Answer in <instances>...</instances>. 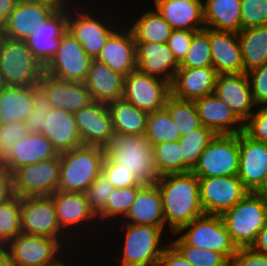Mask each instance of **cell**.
<instances>
[{"mask_svg": "<svg viewBox=\"0 0 267 266\" xmlns=\"http://www.w3.org/2000/svg\"><path fill=\"white\" fill-rule=\"evenodd\" d=\"M56 266H67L64 262L60 261Z\"/></svg>", "mask_w": 267, "mask_h": 266, "instance_id": "a7ac6f4b", "label": "cell"}, {"mask_svg": "<svg viewBox=\"0 0 267 266\" xmlns=\"http://www.w3.org/2000/svg\"><path fill=\"white\" fill-rule=\"evenodd\" d=\"M194 32L195 31L176 29L172 30L168 38V47L173 52L179 64L183 61L190 48Z\"/></svg>", "mask_w": 267, "mask_h": 266, "instance_id": "db71d44e", "label": "cell"}, {"mask_svg": "<svg viewBox=\"0 0 267 266\" xmlns=\"http://www.w3.org/2000/svg\"><path fill=\"white\" fill-rule=\"evenodd\" d=\"M32 96L34 109L27 116L24 123L29 132L42 134L46 122V115L51 112L53 107L48 100L47 93L39 84L32 86Z\"/></svg>", "mask_w": 267, "mask_h": 266, "instance_id": "bcb514c9", "label": "cell"}, {"mask_svg": "<svg viewBox=\"0 0 267 266\" xmlns=\"http://www.w3.org/2000/svg\"><path fill=\"white\" fill-rule=\"evenodd\" d=\"M29 133L24 122L0 123V146L7 154L15 142L24 138Z\"/></svg>", "mask_w": 267, "mask_h": 266, "instance_id": "f5cc1de1", "label": "cell"}, {"mask_svg": "<svg viewBox=\"0 0 267 266\" xmlns=\"http://www.w3.org/2000/svg\"><path fill=\"white\" fill-rule=\"evenodd\" d=\"M33 109L32 86L0 85V123L24 122Z\"/></svg>", "mask_w": 267, "mask_h": 266, "instance_id": "d6a6232c", "label": "cell"}, {"mask_svg": "<svg viewBox=\"0 0 267 266\" xmlns=\"http://www.w3.org/2000/svg\"><path fill=\"white\" fill-rule=\"evenodd\" d=\"M92 60L81 43L67 31L57 52L44 66V72L69 81L84 82Z\"/></svg>", "mask_w": 267, "mask_h": 266, "instance_id": "5bb4252c", "label": "cell"}, {"mask_svg": "<svg viewBox=\"0 0 267 266\" xmlns=\"http://www.w3.org/2000/svg\"><path fill=\"white\" fill-rule=\"evenodd\" d=\"M124 78L106 63L93 59L84 84L93 101L109 104L123 98Z\"/></svg>", "mask_w": 267, "mask_h": 266, "instance_id": "d4e9b609", "label": "cell"}, {"mask_svg": "<svg viewBox=\"0 0 267 266\" xmlns=\"http://www.w3.org/2000/svg\"><path fill=\"white\" fill-rule=\"evenodd\" d=\"M17 2H27V1H34V0H16Z\"/></svg>", "mask_w": 267, "mask_h": 266, "instance_id": "89a4df30", "label": "cell"}, {"mask_svg": "<svg viewBox=\"0 0 267 266\" xmlns=\"http://www.w3.org/2000/svg\"><path fill=\"white\" fill-rule=\"evenodd\" d=\"M4 250V246L0 243V252Z\"/></svg>", "mask_w": 267, "mask_h": 266, "instance_id": "2644e50d", "label": "cell"}, {"mask_svg": "<svg viewBox=\"0 0 267 266\" xmlns=\"http://www.w3.org/2000/svg\"><path fill=\"white\" fill-rule=\"evenodd\" d=\"M59 155L60 191L85 192L102 172L105 158L102 147L83 145Z\"/></svg>", "mask_w": 267, "mask_h": 266, "instance_id": "3957f363", "label": "cell"}, {"mask_svg": "<svg viewBox=\"0 0 267 266\" xmlns=\"http://www.w3.org/2000/svg\"><path fill=\"white\" fill-rule=\"evenodd\" d=\"M216 135L213 130L202 125L190 134L179 138L178 142L181 146L182 162L191 171L197 165L200 155Z\"/></svg>", "mask_w": 267, "mask_h": 266, "instance_id": "ab89813d", "label": "cell"}, {"mask_svg": "<svg viewBox=\"0 0 267 266\" xmlns=\"http://www.w3.org/2000/svg\"><path fill=\"white\" fill-rule=\"evenodd\" d=\"M212 67V53L209 39V28L194 32L190 48L179 64V68Z\"/></svg>", "mask_w": 267, "mask_h": 266, "instance_id": "7bdbcfd3", "label": "cell"}, {"mask_svg": "<svg viewBox=\"0 0 267 266\" xmlns=\"http://www.w3.org/2000/svg\"><path fill=\"white\" fill-rule=\"evenodd\" d=\"M75 16H68V31L81 43L85 53L96 59L106 40L116 29L85 11Z\"/></svg>", "mask_w": 267, "mask_h": 266, "instance_id": "7402d4cb", "label": "cell"}, {"mask_svg": "<svg viewBox=\"0 0 267 266\" xmlns=\"http://www.w3.org/2000/svg\"><path fill=\"white\" fill-rule=\"evenodd\" d=\"M70 13L65 8L58 9L25 41L29 50L43 67L53 58L61 44L62 36L68 31Z\"/></svg>", "mask_w": 267, "mask_h": 266, "instance_id": "e0dca14e", "label": "cell"}, {"mask_svg": "<svg viewBox=\"0 0 267 266\" xmlns=\"http://www.w3.org/2000/svg\"><path fill=\"white\" fill-rule=\"evenodd\" d=\"M3 38H4L3 26L0 25V44H1L2 40H3Z\"/></svg>", "mask_w": 267, "mask_h": 266, "instance_id": "03108f58", "label": "cell"}, {"mask_svg": "<svg viewBox=\"0 0 267 266\" xmlns=\"http://www.w3.org/2000/svg\"><path fill=\"white\" fill-rule=\"evenodd\" d=\"M37 1L49 3L57 9H63V8L67 9V7H65L67 6L65 2H68V1L66 0H37Z\"/></svg>", "mask_w": 267, "mask_h": 266, "instance_id": "be15d7a7", "label": "cell"}, {"mask_svg": "<svg viewBox=\"0 0 267 266\" xmlns=\"http://www.w3.org/2000/svg\"><path fill=\"white\" fill-rule=\"evenodd\" d=\"M194 103L201 125L213 130L217 135L238 134L244 131V123L214 94L198 98Z\"/></svg>", "mask_w": 267, "mask_h": 266, "instance_id": "484cf974", "label": "cell"}, {"mask_svg": "<svg viewBox=\"0 0 267 266\" xmlns=\"http://www.w3.org/2000/svg\"><path fill=\"white\" fill-rule=\"evenodd\" d=\"M230 266H267V254L249 248H238L230 261Z\"/></svg>", "mask_w": 267, "mask_h": 266, "instance_id": "11a10c76", "label": "cell"}, {"mask_svg": "<svg viewBox=\"0 0 267 266\" xmlns=\"http://www.w3.org/2000/svg\"><path fill=\"white\" fill-rule=\"evenodd\" d=\"M56 210L57 222L64 233L69 228L85 224L97 218L88 205L84 192H68L57 190L50 195ZM75 226V227H74Z\"/></svg>", "mask_w": 267, "mask_h": 266, "instance_id": "f546056e", "label": "cell"}, {"mask_svg": "<svg viewBox=\"0 0 267 266\" xmlns=\"http://www.w3.org/2000/svg\"><path fill=\"white\" fill-rule=\"evenodd\" d=\"M145 137L152 145L179 140L176 124L165 107L148 113Z\"/></svg>", "mask_w": 267, "mask_h": 266, "instance_id": "f35d334b", "label": "cell"}, {"mask_svg": "<svg viewBox=\"0 0 267 266\" xmlns=\"http://www.w3.org/2000/svg\"><path fill=\"white\" fill-rule=\"evenodd\" d=\"M161 266H193L170 243L160 257Z\"/></svg>", "mask_w": 267, "mask_h": 266, "instance_id": "9f6ffc18", "label": "cell"}, {"mask_svg": "<svg viewBox=\"0 0 267 266\" xmlns=\"http://www.w3.org/2000/svg\"><path fill=\"white\" fill-rule=\"evenodd\" d=\"M170 94L168 82L143 74L137 69L124 78L123 99L148 113L164 108Z\"/></svg>", "mask_w": 267, "mask_h": 266, "instance_id": "7c38bea8", "label": "cell"}, {"mask_svg": "<svg viewBox=\"0 0 267 266\" xmlns=\"http://www.w3.org/2000/svg\"><path fill=\"white\" fill-rule=\"evenodd\" d=\"M143 186H132L125 188H115L110 194L105 208L97 215V219L106 220L111 217L127 215L131 205L134 202L135 196Z\"/></svg>", "mask_w": 267, "mask_h": 266, "instance_id": "f6af8a7d", "label": "cell"}, {"mask_svg": "<svg viewBox=\"0 0 267 266\" xmlns=\"http://www.w3.org/2000/svg\"><path fill=\"white\" fill-rule=\"evenodd\" d=\"M212 67L217 74L243 73L241 48L236 32L217 31L209 28Z\"/></svg>", "mask_w": 267, "mask_h": 266, "instance_id": "4316f807", "label": "cell"}, {"mask_svg": "<svg viewBox=\"0 0 267 266\" xmlns=\"http://www.w3.org/2000/svg\"><path fill=\"white\" fill-rule=\"evenodd\" d=\"M21 198L12 195L0 204V243L5 247L21 233Z\"/></svg>", "mask_w": 267, "mask_h": 266, "instance_id": "b9f144b4", "label": "cell"}, {"mask_svg": "<svg viewBox=\"0 0 267 266\" xmlns=\"http://www.w3.org/2000/svg\"><path fill=\"white\" fill-rule=\"evenodd\" d=\"M122 266H142L160 262L163 228L146 224H126Z\"/></svg>", "mask_w": 267, "mask_h": 266, "instance_id": "9c48e42d", "label": "cell"}, {"mask_svg": "<svg viewBox=\"0 0 267 266\" xmlns=\"http://www.w3.org/2000/svg\"><path fill=\"white\" fill-rule=\"evenodd\" d=\"M113 130L122 134L145 135L148 112L140 110L123 98L107 104Z\"/></svg>", "mask_w": 267, "mask_h": 266, "instance_id": "d590c367", "label": "cell"}, {"mask_svg": "<svg viewBox=\"0 0 267 266\" xmlns=\"http://www.w3.org/2000/svg\"><path fill=\"white\" fill-rule=\"evenodd\" d=\"M238 177L253 193L267 178V143L252 139L244 131L239 133Z\"/></svg>", "mask_w": 267, "mask_h": 266, "instance_id": "2e32d148", "label": "cell"}, {"mask_svg": "<svg viewBox=\"0 0 267 266\" xmlns=\"http://www.w3.org/2000/svg\"><path fill=\"white\" fill-rule=\"evenodd\" d=\"M105 157L133 174L144 185H155L159 175L155 168L153 145L145 135L113 132L103 146Z\"/></svg>", "mask_w": 267, "mask_h": 266, "instance_id": "7a4b0ae2", "label": "cell"}, {"mask_svg": "<svg viewBox=\"0 0 267 266\" xmlns=\"http://www.w3.org/2000/svg\"><path fill=\"white\" fill-rule=\"evenodd\" d=\"M73 115L83 145L103 148L114 132L107 104L92 101Z\"/></svg>", "mask_w": 267, "mask_h": 266, "instance_id": "d6986e66", "label": "cell"}, {"mask_svg": "<svg viewBox=\"0 0 267 266\" xmlns=\"http://www.w3.org/2000/svg\"><path fill=\"white\" fill-rule=\"evenodd\" d=\"M154 1L156 10L173 30L197 31L205 28L203 0Z\"/></svg>", "mask_w": 267, "mask_h": 266, "instance_id": "f1b7e54d", "label": "cell"}, {"mask_svg": "<svg viewBox=\"0 0 267 266\" xmlns=\"http://www.w3.org/2000/svg\"><path fill=\"white\" fill-rule=\"evenodd\" d=\"M198 180L200 204L204 214L222 215L250 193L238 175Z\"/></svg>", "mask_w": 267, "mask_h": 266, "instance_id": "8fae6325", "label": "cell"}, {"mask_svg": "<svg viewBox=\"0 0 267 266\" xmlns=\"http://www.w3.org/2000/svg\"><path fill=\"white\" fill-rule=\"evenodd\" d=\"M0 266H14L9 254L5 250L0 252Z\"/></svg>", "mask_w": 267, "mask_h": 266, "instance_id": "6125c7cd", "label": "cell"}, {"mask_svg": "<svg viewBox=\"0 0 267 266\" xmlns=\"http://www.w3.org/2000/svg\"><path fill=\"white\" fill-rule=\"evenodd\" d=\"M180 136H185L200 128L201 122L193 100H181L170 94L165 102Z\"/></svg>", "mask_w": 267, "mask_h": 266, "instance_id": "74e56055", "label": "cell"}, {"mask_svg": "<svg viewBox=\"0 0 267 266\" xmlns=\"http://www.w3.org/2000/svg\"><path fill=\"white\" fill-rule=\"evenodd\" d=\"M247 77L255 106H267V63L248 72Z\"/></svg>", "mask_w": 267, "mask_h": 266, "instance_id": "f907efd6", "label": "cell"}, {"mask_svg": "<svg viewBox=\"0 0 267 266\" xmlns=\"http://www.w3.org/2000/svg\"><path fill=\"white\" fill-rule=\"evenodd\" d=\"M254 193L267 206V178L261 183V185L255 190Z\"/></svg>", "mask_w": 267, "mask_h": 266, "instance_id": "94428289", "label": "cell"}, {"mask_svg": "<svg viewBox=\"0 0 267 266\" xmlns=\"http://www.w3.org/2000/svg\"><path fill=\"white\" fill-rule=\"evenodd\" d=\"M60 155L23 165L12 174V192L20 198L50 196L58 190Z\"/></svg>", "mask_w": 267, "mask_h": 266, "instance_id": "8992f818", "label": "cell"}, {"mask_svg": "<svg viewBox=\"0 0 267 266\" xmlns=\"http://www.w3.org/2000/svg\"><path fill=\"white\" fill-rule=\"evenodd\" d=\"M267 25V0H241V29Z\"/></svg>", "mask_w": 267, "mask_h": 266, "instance_id": "c3c4849f", "label": "cell"}, {"mask_svg": "<svg viewBox=\"0 0 267 266\" xmlns=\"http://www.w3.org/2000/svg\"><path fill=\"white\" fill-rule=\"evenodd\" d=\"M251 248L256 252L267 254V224L258 232L256 241Z\"/></svg>", "mask_w": 267, "mask_h": 266, "instance_id": "680465c9", "label": "cell"}, {"mask_svg": "<svg viewBox=\"0 0 267 266\" xmlns=\"http://www.w3.org/2000/svg\"><path fill=\"white\" fill-rule=\"evenodd\" d=\"M239 133L221 134L206 147L192 172L198 179L238 175Z\"/></svg>", "mask_w": 267, "mask_h": 266, "instance_id": "ba28073f", "label": "cell"}, {"mask_svg": "<svg viewBox=\"0 0 267 266\" xmlns=\"http://www.w3.org/2000/svg\"><path fill=\"white\" fill-rule=\"evenodd\" d=\"M129 29L135 42L162 44L167 43L173 30L156 9L144 12Z\"/></svg>", "mask_w": 267, "mask_h": 266, "instance_id": "8d00e7d4", "label": "cell"}, {"mask_svg": "<svg viewBox=\"0 0 267 266\" xmlns=\"http://www.w3.org/2000/svg\"><path fill=\"white\" fill-rule=\"evenodd\" d=\"M61 245L53 238L20 233L4 250L14 266H56L61 261L60 254L57 256Z\"/></svg>", "mask_w": 267, "mask_h": 266, "instance_id": "30bf717a", "label": "cell"}, {"mask_svg": "<svg viewBox=\"0 0 267 266\" xmlns=\"http://www.w3.org/2000/svg\"><path fill=\"white\" fill-rule=\"evenodd\" d=\"M156 185L162 199L165 223L173 234L204 214L199 180L192 171L160 176Z\"/></svg>", "mask_w": 267, "mask_h": 266, "instance_id": "6da1fadb", "label": "cell"}, {"mask_svg": "<svg viewBox=\"0 0 267 266\" xmlns=\"http://www.w3.org/2000/svg\"><path fill=\"white\" fill-rule=\"evenodd\" d=\"M221 217L237 248H249L267 224V206L250 192Z\"/></svg>", "mask_w": 267, "mask_h": 266, "instance_id": "5b68a950", "label": "cell"}, {"mask_svg": "<svg viewBox=\"0 0 267 266\" xmlns=\"http://www.w3.org/2000/svg\"><path fill=\"white\" fill-rule=\"evenodd\" d=\"M44 67L25 41L4 37L0 44V85L36 86Z\"/></svg>", "mask_w": 267, "mask_h": 266, "instance_id": "277c9868", "label": "cell"}, {"mask_svg": "<svg viewBox=\"0 0 267 266\" xmlns=\"http://www.w3.org/2000/svg\"><path fill=\"white\" fill-rule=\"evenodd\" d=\"M182 231L185 233L180 237L188 245L218 251L229 261L237 252L238 248L232 241L221 215L203 214L183 226L174 235Z\"/></svg>", "mask_w": 267, "mask_h": 266, "instance_id": "52a82bcc", "label": "cell"}, {"mask_svg": "<svg viewBox=\"0 0 267 266\" xmlns=\"http://www.w3.org/2000/svg\"><path fill=\"white\" fill-rule=\"evenodd\" d=\"M21 233L64 240L50 196L21 198ZM60 237V238H59ZM62 239V240H60Z\"/></svg>", "mask_w": 267, "mask_h": 266, "instance_id": "4fadbf2b", "label": "cell"}, {"mask_svg": "<svg viewBox=\"0 0 267 266\" xmlns=\"http://www.w3.org/2000/svg\"><path fill=\"white\" fill-rule=\"evenodd\" d=\"M5 155H6V154L2 151V148H1V146H0V168H3Z\"/></svg>", "mask_w": 267, "mask_h": 266, "instance_id": "e7e4bbea", "label": "cell"}, {"mask_svg": "<svg viewBox=\"0 0 267 266\" xmlns=\"http://www.w3.org/2000/svg\"><path fill=\"white\" fill-rule=\"evenodd\" d=\"M223 101L230 110L245 123L255 106L246 73L218 74L213 93Z\"/></svg>", "mask_w": 267, "mask_h": 266, "instance_id": "ffe728a7", "label": "cell"}, {"mask_svg": "<svg viewBox=\"0 0 267 266\" xmlns=\"http://www.w3.org/2000/svg\"><path fill=\"white\" fill-rule=\"evenodd\" d=\"M170 244L193 266H230V261L220 252L193 247L181 237Z\"/></svg>", "mask_w": 267, "mask_h": 266, "instance_id": "ee69618b", "label": "cell"}, {"mask_svg": "<svg viewBox=\"0 0 267 266\" xmlns=\"http://www.w3.org/2000/svg\"><path fill=\"white\" fill-rule=\"evenodd\" d=\"M102 173L111 182L114 188L144 186L133 174L115 164L109 157H105L102 164Z\"/></svg>", "mask_w": 267, "mask_h": 266, "instance_id": "681fc988", "label": "cell"}, {"mask_svg": "<svg viewBox=\"0 0 267 266\" xmlns=\"http://www.w3.org/2000/svg\"><path fill=\"white\" fill-rule=\"evenodd\" d=\"M38 84L47 93L53 109L74 114L93 101L84 82L69 81L43 72Z\"/></svg>", "mask_w": 267, "mask_h": 266, "instance_id": "ac0fdd59", "label": "cell"}, {"mask_svg": "<svg viewBox=\"0 0 267 266\" xmlns=\"http://www.w3.org/2000/svg\"><path fill=\"white\" fill-rule=\"evenodd\" d=\"M243 72L248 73L267 63V25L243 28L238 33Z\"/></svg>", "mask_w": 267, "mask_h": 266, "instance_id": "e575fe53", "label": "cell"}, {"mask_svg": "<svg viewBox=\"0 0 267 266\" xmlns=\"http://www.w3.org/2000/svg\"><path fill=\"white\" fill-rule=\"evenodd\" d=\"M155 168L159 176L186 173L191 170L182 162L178 141L153 145Z\"/></svg>", "mask_w": 267, "mask_h": 266, "instance_id": "60d3db41", "label": "cell"}, {"mask_svg": "<svg viewBox=\"0 0 267 266\" xmlns=\"http://www.w3.org/2000/svg\"><path fill=\"white\" fill-rule=\"evenodd\" d=\"M18 2L16 0H0V25H4Z\"/></svg>", "mask_w": 267, "mask_h": 266, "instance_id": "91938a15", "label": "cell"}, {"mask_svg": "<svg viewBox=\"0 0 267 266\" xmlns=\"http://www.w3.org/2000/svg\"><path fill=\"white\" fill-rule=\"evenodd\" d=\"M142 266H161V264L160 263H155V264L142 265Z\"/></svg>", "mask_w": 267, "mask_h": 266, "instance_id": "003e7915", "label": "cell"}, {"mask_svg": "<svg viewBox=\"0 0 267 266\" xmlns=\"http://www.w3.org/2000/svg\"><path fill=\"white\" fill-rule=\"evenodd\" d=\"M59 153L43 134L29 132L24 138L15 142L5 155L3 168L12 174L17 168L52 159Z\"/></svg>", "mask_w": 267, "mask_h": 266, "instance_id": "603a6c76", "label": "cell"}, {"mask_svg": "<svg viewBox=\"0 0 267 266\" xmlns=\"http://www.w3.org/2000/svg\"><path fill=\"white\" fill-rule=\"evenodd\" d=\"M13 195L12 177L4 168H0V204Z\"/></svg>", "mask_w": 267, "mask_h": 266, "instance_id": "6f0895ef", "label": "cell"}, {"mask_svg": "<svg viewBox=\"0 0 267 266\" xmlns=\"http://www.w3.org/2000/svg\"><path fill=\"white\" fill-rule=\"evenodd\" d=\"M58 9L41 1L18 2L3 25L4 37L26 41Z\"/></svg>", "mask_w": 267, "mask_h": 266, "instance_id": "9a60e30c", "label": "cell"}, {"mask_svg": "<svg viewBox=\"0 0 267 266\" xmlns=\"http://www.w3.org/2000/svg\"><path fill=\"white\" fill-rule=\"evenodd\" d=\"M114 186L101 172L95 181L86 189L85 196L89 207L97 216L106 206Z\"/></svg>", "mask_w": 267, "mask_h": 266, "instance_id": "7dc6e473", "label": "cell"}, {"mask_svg": "<svg viewBox=\"0 0 267 266\" xmlns=\"http://www.w3.org/2000/svg\"><path fill=\"white\" fill-rule=\"evenodd\" d=\"M203 10L205 27L236 33L241 30V0H206Z\"/></svg>", "mask_w": 267, "mask_h": 266, "instance_id": "836d02e7", "label": "cell"}, {"mask_svg": "<svg viewBox=\"0 0 267 266\" xmlns=\"http://www.w3.org/2000/svg\"><path fill=\"white\" fill-rule=\"evenodd\" d=\"M129 224H146L165 228L162 199L158 186L144 185L135 196L129 212L124 217ZM130 221V222H129Z\"/></svg>", "mask_w": 267, "mask_h": 266, "instance_id": "1f68e13d", "label": "cell"}, {"mask_svg": "<svg viewBox=\"0 0 267 266\" xmlns=\"http://www.w3.org/2000/svg\"><path fill=\"white\" fill-rule=\"evenodd\" d=\"M42 134L58 153L83 146L74 115L64 110L51 109L46 115Z\"/></svg>", "mask_w": 267, "mask_h": 266, "instance_id": "4dcf8cb0", "label": "cell"}, {"mask_svg": "<svg viewBox=\"0 0 267 266\" xmlns=\"http://www.w3.org/2000/svg\"><path fill=\"white\" fill-rule=\"evenodd\" d=\"M136 69L149 76L160 78L170 85L179 63L167 43L135 42Z\"/></svg>", "mask_w": 267, "mask_h": 266, "instance_id": "44dd1931", "label": "cell"}, {"mask_svg": "<svg viewBox=\"0 0 267 266\" xmlns=\"http://www.w3.org/2000/svg\"><path fill=\"white\" fill-rule=\"evenodd\" d=\"M244 132L252 139L267 143V106H261L244 123Z\"/></svg>", "mask_w": 267, "mask_h": 266, "instance_id": "816d5d0a", "label": "cell"}, {"mask_svg": "<svg viewBox=\"0 0 267 266\" xmlns=\"http://www.w3.org/2000/svg\"><path fill=\"white\" fill-rule=\"evenodd\" d=\"M217 72L213 67L179 68L170 85L171 94L181 100H196L214 93Z\"/></svg>", "mask_w": 267, "mask_h": 266, "instance_id": "cb8c5ba5", "label": "cell"}, {"mask_svg": "<svg viewBox=\"0 0 267 266\" xmlns=\"http://www.w3.org/2000/svg\"><path fill=\"white\" fill-rule=\"evenodd\" d=\"M127 29L124 33L115 30L96 58L123 76L135 71L137 66L135 40L130 29Z\"/></svg>", "mask_w": 267, "mask_h": 266, "instance_id": "83f0119b", "label": "cell"}]
</instances>
